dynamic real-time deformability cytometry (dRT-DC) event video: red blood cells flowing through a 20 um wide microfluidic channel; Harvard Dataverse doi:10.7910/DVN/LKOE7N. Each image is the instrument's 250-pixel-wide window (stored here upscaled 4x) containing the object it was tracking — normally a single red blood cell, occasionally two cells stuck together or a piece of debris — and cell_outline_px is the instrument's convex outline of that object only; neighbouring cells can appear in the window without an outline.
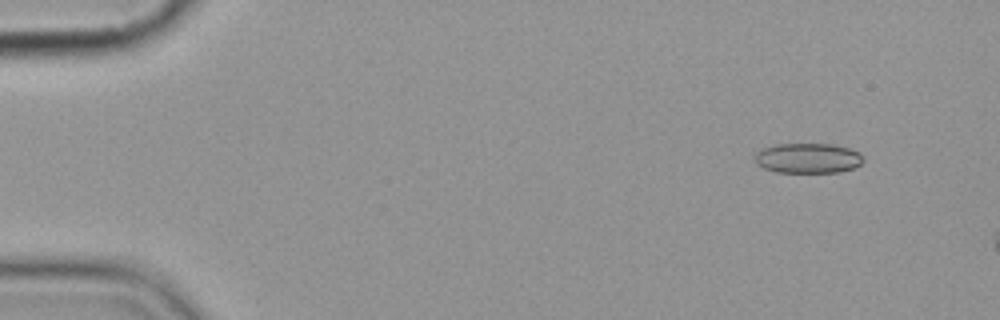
{"species": "common noctule bat (a hibernating species)", "species_latin": "Nyctalus noctula", "temperature_condition": "cold", "stored_images_in_passage": 4, "camera_frame_rate_fps": 3000, "um_per_image_px": 0.085, "animal": {"sex": "female", "body_mass_g": 19.9}, "frame": {"image": 1, "passage_image": 2, "time_ms": 1.0, "image_size_px": [1000, 320], "cell_outline_px": [[864, 160], [860, 164], [852, 168], [840, 172], [776, 172], [764, 168], [756, 164], [756, 152], [764, 148], [776, 144], [832, 144], [848, 148], [860, 152], [864, 156]], "centroid_in_image_um": [68.7, 13.44], "position_along_channel_um": 16.3, "area_um2": 18.96}}